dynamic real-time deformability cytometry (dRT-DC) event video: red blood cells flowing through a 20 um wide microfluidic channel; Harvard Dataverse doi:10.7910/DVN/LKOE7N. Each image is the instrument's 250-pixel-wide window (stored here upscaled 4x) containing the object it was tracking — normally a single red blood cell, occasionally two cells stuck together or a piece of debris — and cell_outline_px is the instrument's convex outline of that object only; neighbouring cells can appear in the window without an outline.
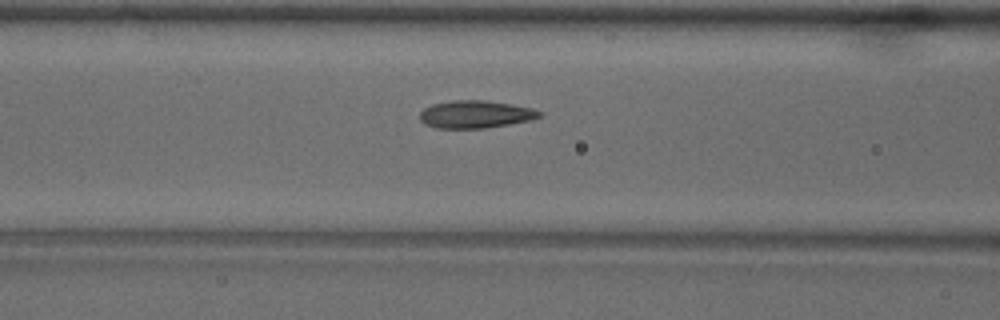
{"species": "common noctule bat (a hibernating species)", "species_latin": "Nyctalus noctula", "temperature_condition": "warm", "stored_images_in_passage": 46, "camera_frame_rate_fps": 3000, "um_per_image_px": 0.085, "animal": {"sex": "male", "body_mass_g": 18.8}, "frame": {"image": 1, "passage_image": 19, "time_ms": 6.0, "image_size_px": [1000, 320], "cell_outline_px": [[544, 116], [532, 120], [484, 128], [436, 128], [424, 124], [420, 120], [420, 112], [424, 108], [432, 104], [448, 100], [484, 100], [512, 104], [532, 108], [544, 112]], "centroid_in_image_um": [40.44, 9.71], "position_along_channel_um": 126.2, "area_um2": 19.48}}
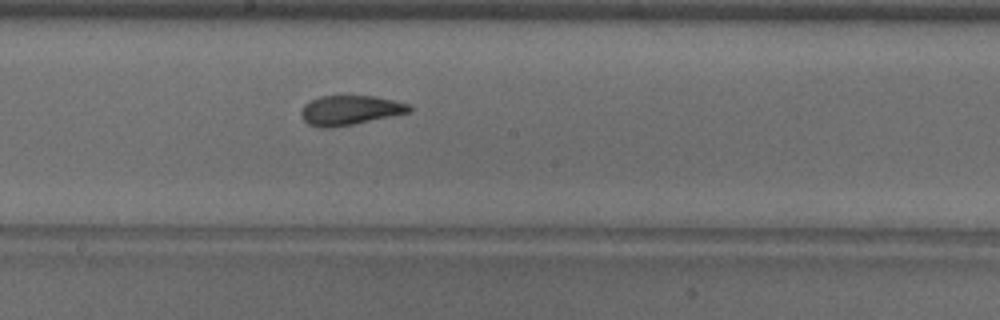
{"frame": {"image": 2, "passage_image": 26, "time_ms": 8.333, "image_size_px": [1000, 320], "cell_outline_px": [[412, 112], [332, 128], [320, 128], [308, 124], [300, 116], [300, 112], [304, 104], [320, 96], [344, 92], [372, 96], [412, 104]], "centroid_in_image_um": [29.73, 9.32], "position_along_channel_um": 218.5, "area_um2": 19.42}}
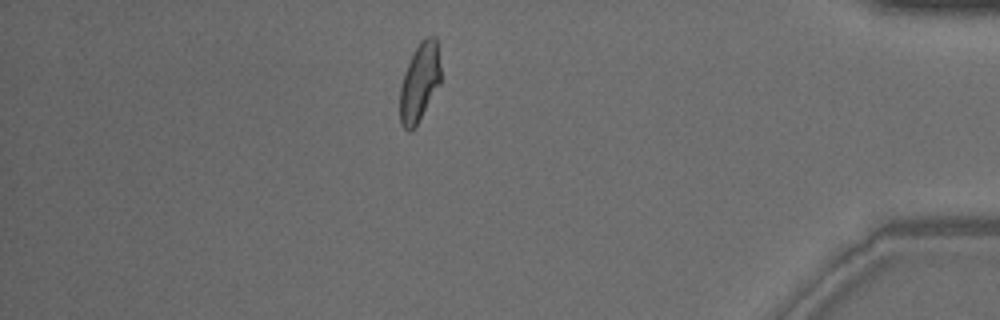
{"frame": {"image": 3, "passage_image": 43, "time_ms": 14.0, "image_size_px": [1000, 320], "cell_outline_px": [[440, 84], [412, 132], [408, 132], [400, 124], [400, 88], [404, 72], [412, 52], [420, 40], [424, 36], [436, 36], [440, 68]], "centroid_in_image_um": [35.65, 6.97], "position_along_channel_um": 399.6, "area_um2": 18.79}, "authors_computed_cell_mechanics": {"area_um2": 19.363, "velocity_mm_per_s": 3.9506, "shape_relaxation_time_tau1_ms": 3.7622, "shape_relaxation_time_tau2_ms": 1.1377, "deformation_change_tau1": 0.1684, "deformation_change_tau2": 0.0908}}